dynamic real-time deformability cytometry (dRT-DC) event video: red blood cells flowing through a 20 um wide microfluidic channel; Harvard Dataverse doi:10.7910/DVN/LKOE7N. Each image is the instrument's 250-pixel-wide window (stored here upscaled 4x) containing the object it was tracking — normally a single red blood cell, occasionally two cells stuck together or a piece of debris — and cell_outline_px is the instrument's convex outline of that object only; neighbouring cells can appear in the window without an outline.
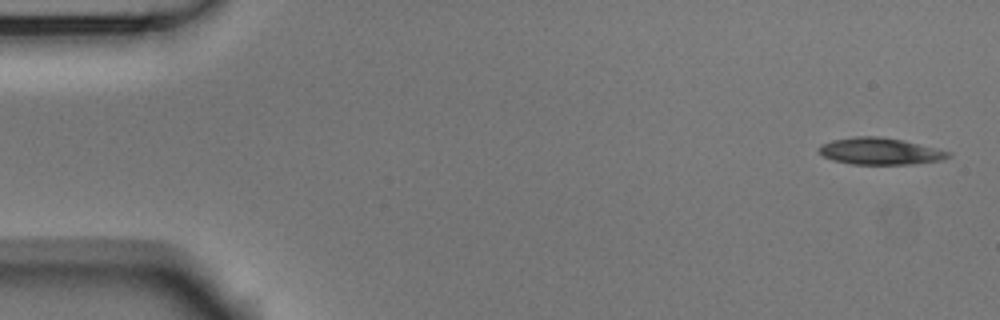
{"species": "Egyptian fruit bat (a non-hibernating species)", "species_latin": "Rousettus aegyptiacus", "temperature_condition": "room temperature", "stored_images_in_passage": 7, "camera_frame_rate_fps": 3000, "um_per_image_px": 0.085, "animal": {"sex": "male"}, "frame": {"image": 1, "passage_image": 1, "time_ms": 0.0, "image_size_px": [1000, 320], "cell_outline_px": [[952, 156], [940, 160], [908, 164], [852, 164], [836, 160], [824, 156], [820, 152], [820, 144], [832, 140], [856, 136], [876, 136], [900, 140], [936, 148], [952, 152]], "centroid_in_image_um": [74.81, 12.85], "position_along_channel_um": 10.2, "area_um2": 19.77}}
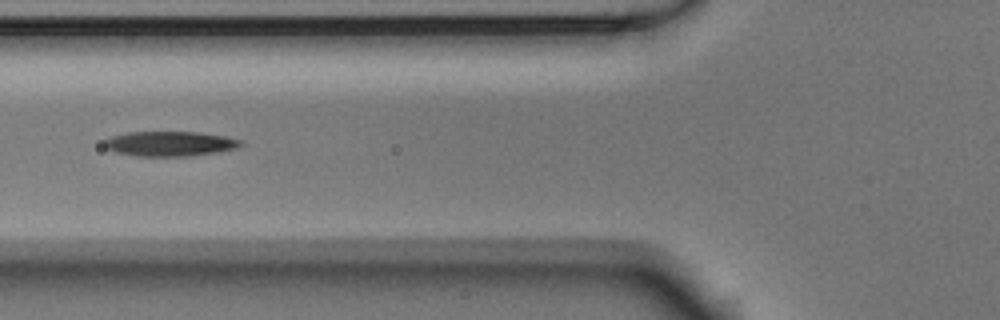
{"frame": {"image": 2, "passage_image": 6, "time_ms": 1.667, "image_size_px": [1000, 320], "cell_outline_px": [[244, 144], [236, 148], [220, 152], [188, 156], [136, 156], [116, 152], [104, 148], [100, 144], [104, 140], [112, 136], [128, 132], [200, 132], [224, 136], [244, 140]], "centroid_in_image_um": [14.43, 12.22], "position_along_channel_um": 111.4, "area_um2": 20.06}}
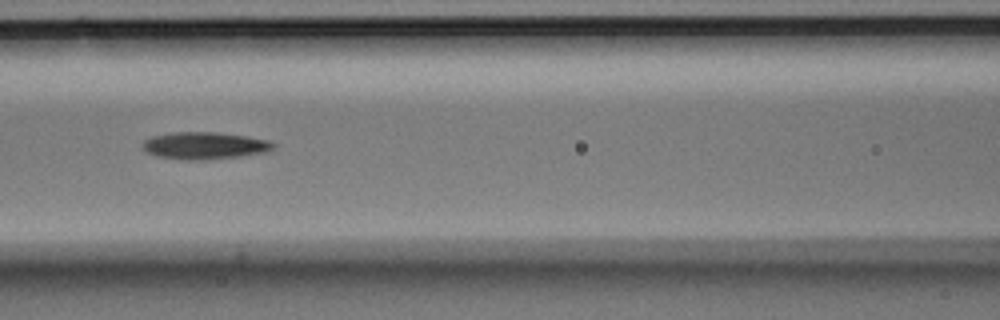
{"frame": {"image": 3, "passage_image": 7, "time_ms": 2.0, "image_size_px": [1000, 320], "cell_outline_px": [[276, 148], [264, 152], [240, 156], [196, 160], [188, 160], [156, 156], [140, 148], [144, 140], [152, 136], [172, 132], [216, 132], [248, 136], [268, 140], [276, 144]], "centroid_in_image_um": [17.38, 12.36], "position_along_channel_um": 149.2, "area_um2": 20.69}}